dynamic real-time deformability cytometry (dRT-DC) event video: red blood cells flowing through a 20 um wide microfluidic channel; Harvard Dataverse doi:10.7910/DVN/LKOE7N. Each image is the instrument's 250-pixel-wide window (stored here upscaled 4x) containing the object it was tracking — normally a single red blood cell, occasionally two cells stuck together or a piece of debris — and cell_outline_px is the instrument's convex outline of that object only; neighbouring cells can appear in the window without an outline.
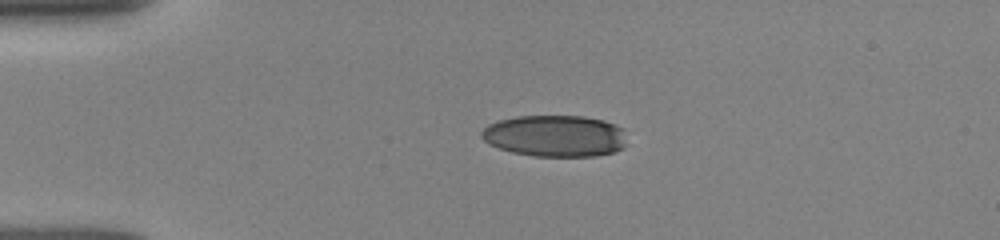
{"species": "human", "species_latin": "Homo sapiens", "temperature_condition": "room temperature", "stored_images_in_passage": 40, "camera_frame_rate_fps": 3000, "um_per_image_px": 0.085, "donor": {"sex": "female"}, "frame": {"image": 1, "passage_image": 1, "time_ms": 0.0, "image_size_px": [1000, 240], "cell_outline_px": [[624, 148], [612, 152], [596, 156], [532, 156], [512, 152], [488, 144], [480, 136], [480, 132], [488, 124], [500, 120], [516, 116], [584, 116], [604, 120], [616, 124], [624, 128]], "centroid_in_image_um": [47.17, 11.55], "position_along_channel_um": 37.8, "area_um2": 35.43}}
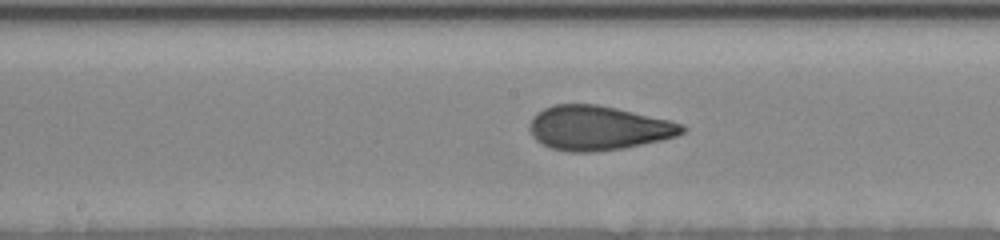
{"frame": {"image": 2, "passage_image": 16, "time_ms": 5.0, "image_size_px": [1000, 240], "cell_outline_px": [[688, 128], [684, 132], [676, 136], [660, 140], [624, 148], [592, 152], [568, 152], [552, 148], [540, 144], [532, 136], [528, 128], [532, 116], [536, 112], [552, 104], [596, 104], [616, 108], [668, 120], [684, 124]], "centroid_in_image_um": [50.8, 10.88], "position_along_channel_um": 197.4, "area_um2": 39.59}}
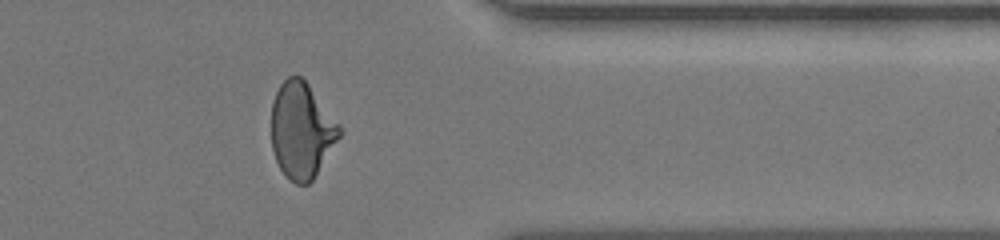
{"frame": {"image": 3, "passage_image": 31, "time_ms": 10.0, "image_size_px": [1000, 240], "cell_outline_px": [[344, 132], [312, 180], [308, 184], [296, 184], [288, 180], [280, 168], [276, 160], [272, 148], [272, 104], [276, 92], [280, 84], [288, 76], [300, 76], [308, 84], [344, 128]], "centroid_in_image_um": [25.66, 11.09], "position_along_channel_um": 385.7, "area_um2": 38.26}, "authors_computed_cell_mechanics": {"area_um2": 38.6393, "velocity_mm_per_s": 3.9688, "shape_relaxation_time_tau1_ms": 5.5191, "shape_relaxation_time_tau2_ms": 1.083, "deformation_change_tau1": 0.2095, "deformation_change_tau2": 0.0858}}